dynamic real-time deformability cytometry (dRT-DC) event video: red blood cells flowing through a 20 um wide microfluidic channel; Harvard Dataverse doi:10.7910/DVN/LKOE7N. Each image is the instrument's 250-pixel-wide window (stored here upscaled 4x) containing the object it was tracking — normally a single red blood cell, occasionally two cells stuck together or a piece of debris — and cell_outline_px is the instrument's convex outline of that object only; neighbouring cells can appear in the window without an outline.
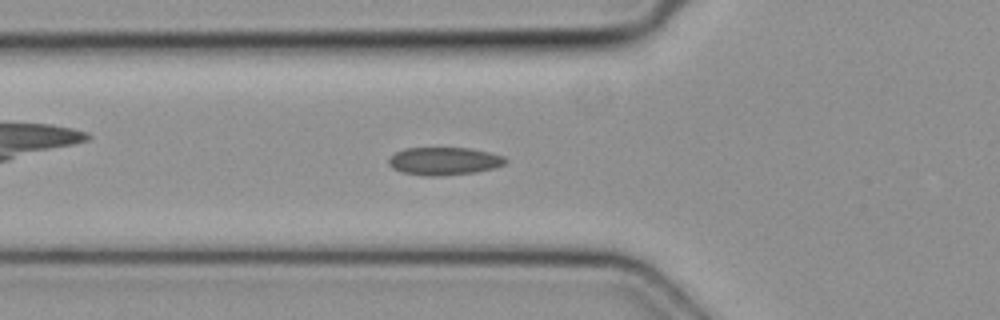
{"species": "common noctule bat (a hibernating species)", "species_latin": "Nyctalus noctula", "temperature_condition": "cold", "stored_images_in_passage": 36, "camera_frame_rate_fps": 3000, "um_per_image_px": 0.085, "animal": {"sex": "female", "body_mass_g": 19.3, "forearm_length_mm": 54.1}, "frame": {"image": 1, "passage_image": 5, "time_ms": 1.333, "image_size_px": [1000, 320], "cell_outline_px": [[508, 160], [504, 164], [496, 168], [476, 172], [440, 176], [424, 176], [400, 172], [392, 168], [388, 164], [388, 160], [396, 152], [404, 148], [468, 148], [488, 152], [504, 156]], "centroid_in_image_um": [37.74, 13.7], "position_along_channel_um": 88.1, "area_um2": 19.07}}
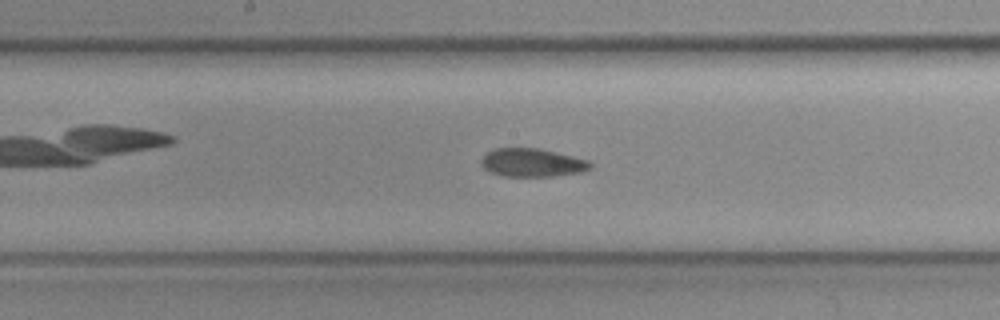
{"frame": {"image": 2, "passage_image": 13, "time_ms": 4.0, "image_size_px": [1000, 320], "cell_outline_px": [[592, 168], [580, 172], [552, 176], [504, 176], [492, 172], [484, 168], [480, 164], [480, 160], [488, 152], [496, 148], [540, 148], [588, 160], [592, 164]], "centroid_in_image_um": [45.24, 13.82], "position_along_channel_um": 203.0, "area_um2": 17.86}}
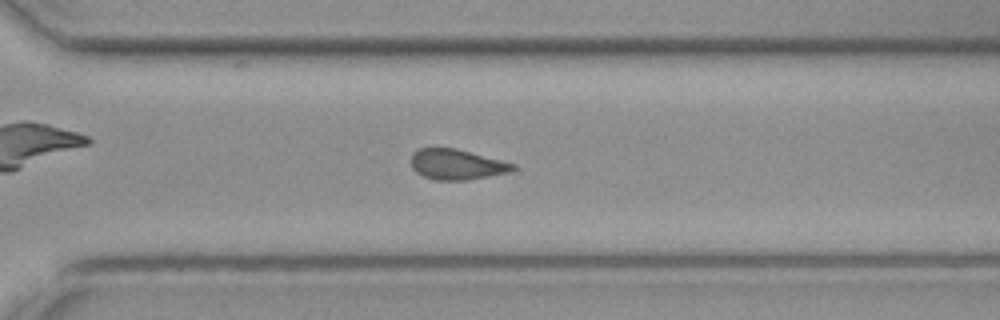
{"frame": {"image": 3, "passage_image": 22, "time_ms": 7.0, "image_size_px": [1000, 320], "cell_outline_px": [[516, 168], [512, 172], [468, 180], [436, 180], [424, 176], [416, 172], [412, 168], [412, 152], [420, 148], [456, 148], [516, 164]], "centroid_in_image_um": [38.85, 13.98], "position_along_channel_um": 331.8, "area_um2": 18.09}}